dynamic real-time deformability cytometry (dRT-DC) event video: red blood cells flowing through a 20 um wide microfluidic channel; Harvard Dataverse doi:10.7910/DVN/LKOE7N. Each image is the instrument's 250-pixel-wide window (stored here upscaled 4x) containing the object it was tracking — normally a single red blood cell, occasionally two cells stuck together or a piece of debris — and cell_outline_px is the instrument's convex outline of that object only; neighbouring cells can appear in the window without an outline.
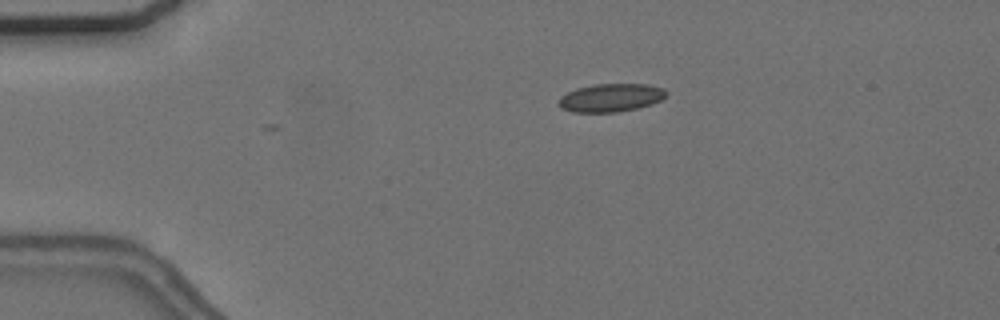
{"species": "common noctule bat (a hibernating species)", "species_latin": "Nyctalus noctula", "temperature_condition": "cold", "stored_images_in_passage": 2, "camera_frame_rate_fps": 3000, "um_per_image_px": 0.085, "animal": {"sex": "female", "body_mass_g": 24.6, "forearm_length_mm": 56.2}, "frame": {"image": 1, "passage_image": 2, "time_ms": 0.333, "image_size_px": [1000, 320], "cell_outline_px": [[668, 92], [660, 100], [652, 104], [636, 108], [616, 112], [572, 112], [560, 108], [556, 104], [560, 96], [576, 88], [596, 84], [648, 84], [664, 88]], "centroid_in_image_um": [51.88, 8.3], "position_along_channel_um": 33.1, "area_um2": 17.74}}